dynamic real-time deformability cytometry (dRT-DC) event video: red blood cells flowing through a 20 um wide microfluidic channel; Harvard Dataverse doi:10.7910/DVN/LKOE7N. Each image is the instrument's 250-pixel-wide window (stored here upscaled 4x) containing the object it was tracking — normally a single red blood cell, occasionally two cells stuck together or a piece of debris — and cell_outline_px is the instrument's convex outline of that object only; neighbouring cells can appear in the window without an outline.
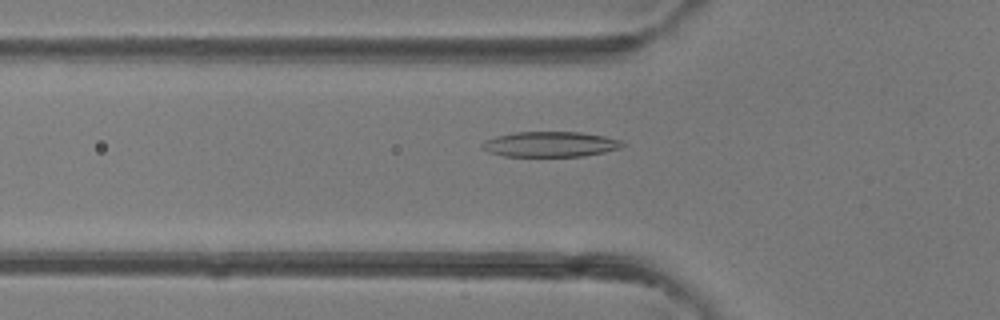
{"species": "common noctule bat (a hibernating species)", "species_latin": "Nyctalus noctula", "temperature_condition": "room temperature", "stored_images_in_passage": 4, "camera_frame_rate_fps": 3000, "um_per_image_px": 0.085, "animal": {"sex": "female"}, "frame": {"image": 1, "passage_image": 4, "time_ms": 3.667, "image_size_px": [1000, 320], "cell_outline_px": [[624, 144], [620, 148], [604, 152], [584, 156], [504, 156], [488, 152], [480, 144], [484, 140], [496, 136], [516, 132], [580, 132], [604, 136], [620, 140]], "centroid_in_image_um": [46.75, 12.26], "position_along_channel_um": 79.0, "area_um2": 20.58}}